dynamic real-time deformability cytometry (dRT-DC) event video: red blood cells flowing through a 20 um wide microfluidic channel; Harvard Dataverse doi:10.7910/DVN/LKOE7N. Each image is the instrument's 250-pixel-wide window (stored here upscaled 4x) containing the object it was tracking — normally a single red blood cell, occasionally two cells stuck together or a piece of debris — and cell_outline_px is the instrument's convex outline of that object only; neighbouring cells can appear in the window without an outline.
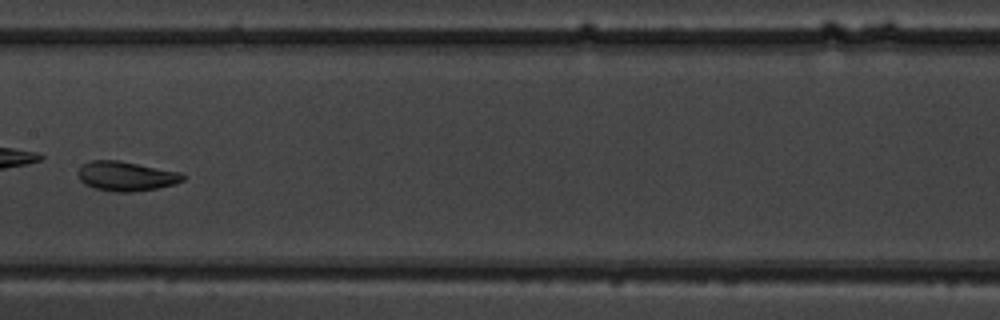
{"species": "common noctule bat (a hibernating species)", "species_latin": "Nyctalus noctula", "temperature_condition": "warm", "stored_images_in_passage": 10, "camera_frame_rate_fps": 3000, "um_per_image_px": 0.085, "animal": {"sex": "male", "body_mass_g": 19.5, "forearm_length_mm": 54.6}, "frame": {"image": 1, "passage_image": 9, "time_ms": 9.333, "image_size_px": [1000, 320], "cell_outline_px": [[184, 180], [172, 184], [156, 188], [132, 192], [116, 192], [96, 188], [84, 184], [80, 180], [76, 172], [84, 164], [92, 160], [120, 160], [180, 172], [184, 176]], "centroid_in_image_um": [10.69, 14.96], "position_along_channel_um": 196.7, "area_um2": 17.92}}
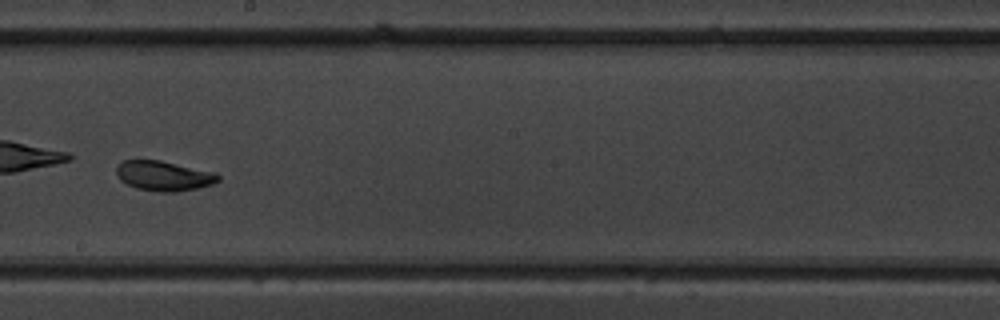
{"frame": {"image": 2, "passage_image": 10, "time_ms": 10.333, "image_size_px": [1000, 320], "cell_outline_px": [[220, 180], [212, 184], [196, 188], [176, 192], [160, 192], [136, 188], [120, 180], [116, 172], [116, 164], [124, 160], [160, 160], [216, 172], [220, 176]], "centroid_in_image_um": [13.92, 14.94], "position_along_channel_um": 234.3, "area_um2": 17.8}}